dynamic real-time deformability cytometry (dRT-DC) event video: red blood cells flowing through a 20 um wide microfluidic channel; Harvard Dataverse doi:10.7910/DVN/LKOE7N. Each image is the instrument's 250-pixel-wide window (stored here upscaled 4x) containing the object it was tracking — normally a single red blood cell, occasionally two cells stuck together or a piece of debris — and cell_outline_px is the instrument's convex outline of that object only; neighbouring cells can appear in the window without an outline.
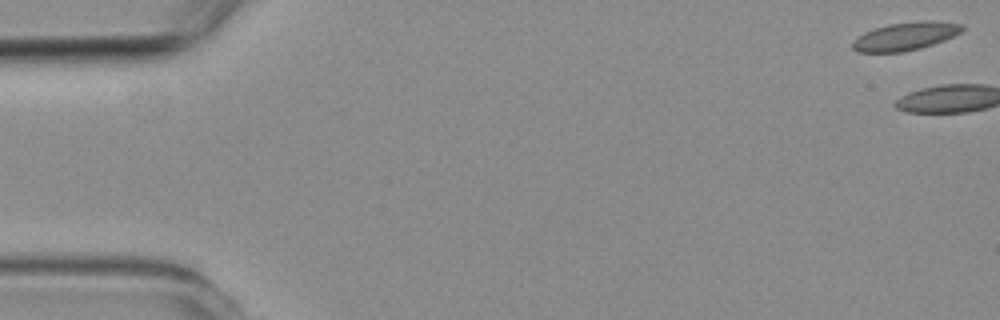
{"species": "common noctule bat (a hibernating species)", "species_latin": "Nyctalus noctula", "temperature_condition": "room temperature", "stored_images_in_passage": 5, "camera_frame_rate_fps": 3000, "um_per_image_px": 0.085, "animal": {"sex": "female", "body_mass_g": 19.3, "forearm_length_mm": 54.1}, "frame": {"image": 1, "passage_image": 1, "time_ms": 0.0, "image_size_px": [1000, 320], "cell_outline_px": [[964, 28], [960, 32], [944, 40], [920, 48], [904, 52], [860, 52], [852, 48], [852, 44], [864, 32], [888, 24], [924, 20], [964, 24]], "centroid_in_image_um": [76.97, 3.08], "position_along_channel_um": 8.0, "area_um2": 17.63}}